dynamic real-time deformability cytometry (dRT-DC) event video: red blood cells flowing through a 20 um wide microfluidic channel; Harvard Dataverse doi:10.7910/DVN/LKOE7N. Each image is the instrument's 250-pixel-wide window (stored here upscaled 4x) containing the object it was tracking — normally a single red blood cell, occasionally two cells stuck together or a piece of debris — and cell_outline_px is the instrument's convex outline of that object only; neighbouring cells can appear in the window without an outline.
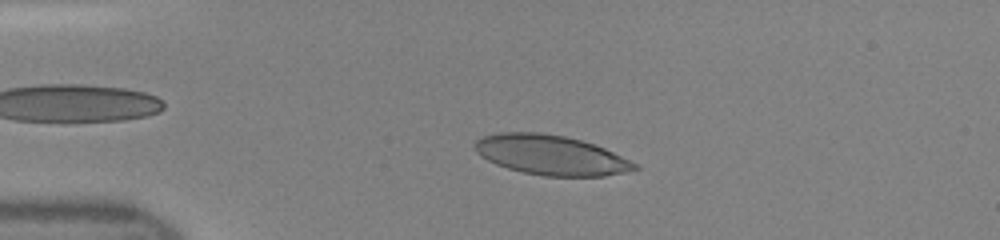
{"species": "human", "species_latin": "Homo sapiens", "temperature_condition": "room temperature", "stored_images_in_passage": 34, "camera_frame_rate_fps": 3000, "um_per_image_px": 0.085, "donor": {"sex": "female"}, "frame": {"image": 1, "passage_image": 3, "time_ms": 0.667, "image_size_px": [1000, 240], "cell_outline_px": [[640, 168], [628, 172], [604, 176], [544, 176], [524, 172], [508, 168], [496, 164], [480, 156], [476, 152], [476, 140], [484, 136], [500, 132], [540, 132], [564, 136], [580, 140], [604, 148], [640, 164]], "centroid_in_image_um": [46.87, 13.18], "position_along_channel_um": 38.1, "area_um2": 36.99}}
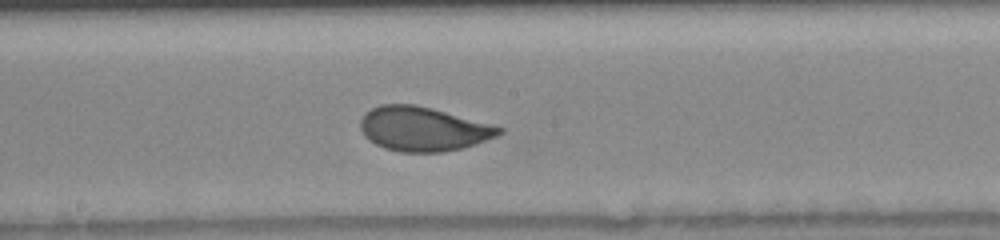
{"frame": {"image": 2, "passage_image": 18, "time_ms": 5.667, "image_size_px": [1000, 240], "cell_outline_px": [[504, 132], [496, 136], [460, 148], [444, 152], [400, 152], [384, 148], [368, 140], [364, 136], [360, 128], [360, 120], [364, 112], [380, 104], [412, 104], [432, 108], [504, 128]], "centroid_in_image_um": [35.9, 10.95], "position_along_channel_um": 212.3, "area_um2": 35.55}}
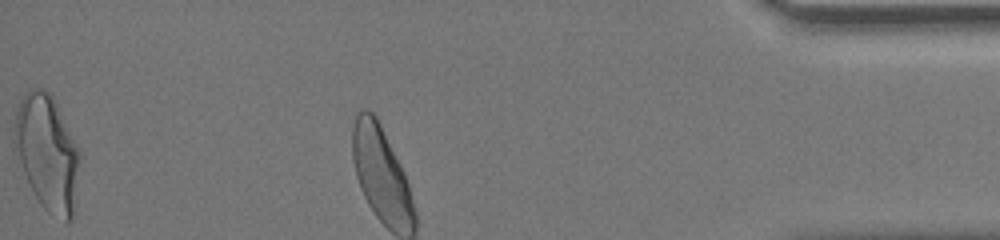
{"frame": {"image": 3, "passage_image": 34, "time_ms": 11.0, "image_size_px": [1000, 240], "cell_outline_px": [[80, 160], [72, 220], [68, 220], [52, 216], [40, 204], [24, 172], [12, 140], [16, 108], [20, 100], [28, 88], [44, 88], [52, 96], [80, 152]], "centroid_in_image_um": [3.99, 12.94], "position_along_channel_um": 431.2, "area_um2": 43.41}}